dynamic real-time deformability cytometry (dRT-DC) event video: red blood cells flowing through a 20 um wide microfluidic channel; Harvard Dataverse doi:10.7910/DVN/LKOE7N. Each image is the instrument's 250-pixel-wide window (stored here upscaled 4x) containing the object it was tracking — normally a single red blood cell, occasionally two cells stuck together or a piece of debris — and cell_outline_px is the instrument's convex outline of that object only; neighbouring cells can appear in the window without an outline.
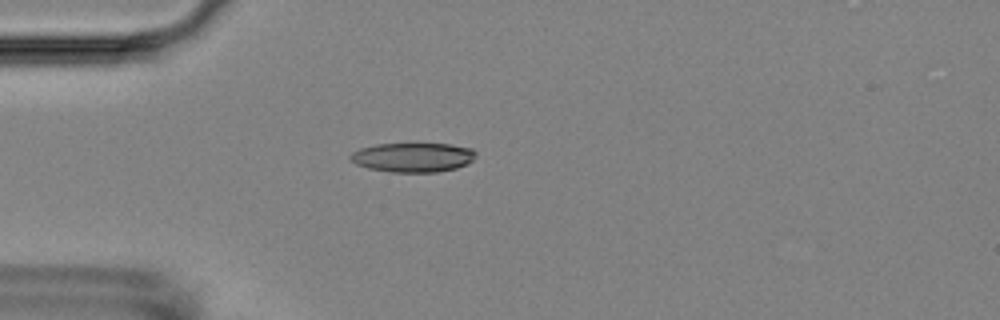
{"species": "Egyptian fruit bat (a non-hibernating species)", "species_latin": "Rousettus aegyptiacus", "temperature_condition": "room temperature", "stored_images_in_passage": 5, "camera_frame_rate_fps": 3000, "um_per_image_px": 0.085, "animal": {"sex": "female"}, "frame": {"image": 1, "passage_image": 5, "time_ms": 4.667, "image_size_px": [1000, 320], "cell_outline_px": [[476, 156], [468, 164], [456, 168], [436, 172], [392, 172], [368, 168], [356, 164], [348, 156], [352, 152], [360, 148], [376, 144], [452, 144], [472, 148], [476, 152]], "centroid_in_image_um": [35.11, 13.37], "position_along_channel_um": 49.9, "area_um2": 21.5}}